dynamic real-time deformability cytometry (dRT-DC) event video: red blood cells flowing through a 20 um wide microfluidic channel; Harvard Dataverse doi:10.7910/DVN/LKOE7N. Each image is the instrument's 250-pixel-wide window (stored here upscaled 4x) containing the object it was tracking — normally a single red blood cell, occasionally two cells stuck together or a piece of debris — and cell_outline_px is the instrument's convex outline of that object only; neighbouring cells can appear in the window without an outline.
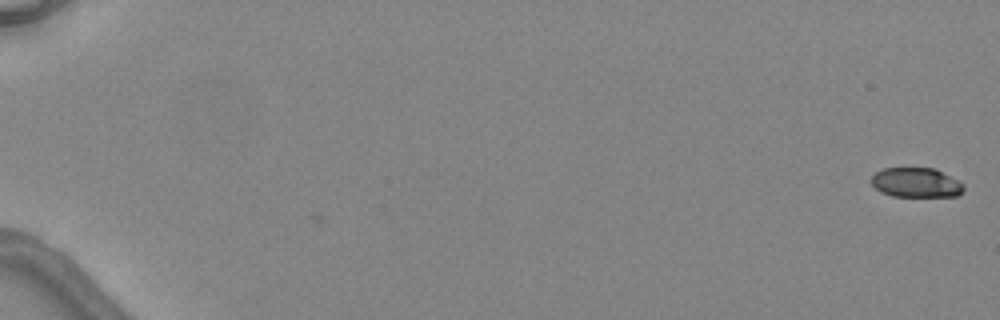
{"species": "common noctule bat (a hibernating species)", "species_latin": "Nyctalus noctula", "temperature_condition": "warm", "stored_images_in_passage": 6, "camera_frame_rate_fps": 3000, "um_per_image_px": 0.085, "animal": {"sex": "female", "body_mass_g": 24.6, "forearm_length_mm": 56.2}, "frame": {"image": 1, "passage_image": 1, "time_ms": 0.0, "image_size_px": [1000, 320], "cell_outline_px": [[964, 188], [956, 196], [892, 196], [880, 192], [872, 184], [872, 176], [880, 168], [936, 168], [964, 184]], "centroid_in_image_um": [77.85, 15.51], "position_along_channel_um": 7.2, "area_um2": 15.9}}
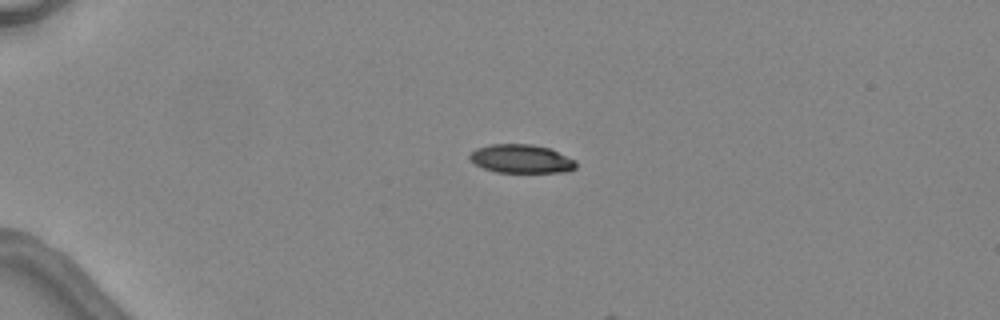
{"frame": {"image": 2, "passage_image": 4, "time_ms": 4.333, "image_size_px": [1000, 320], "cell_outline_px": [[576, 168], [568, 172], [496, 172], [484, 168], [476, 164], [468, 156], [476, 148], [488, 144], [532, 144], [552, 148], [576, 160]], "centroid_in_image_um": [44.35, 13.49], "position_along_channel_um": 40.6, "area_um2": 17.86}}